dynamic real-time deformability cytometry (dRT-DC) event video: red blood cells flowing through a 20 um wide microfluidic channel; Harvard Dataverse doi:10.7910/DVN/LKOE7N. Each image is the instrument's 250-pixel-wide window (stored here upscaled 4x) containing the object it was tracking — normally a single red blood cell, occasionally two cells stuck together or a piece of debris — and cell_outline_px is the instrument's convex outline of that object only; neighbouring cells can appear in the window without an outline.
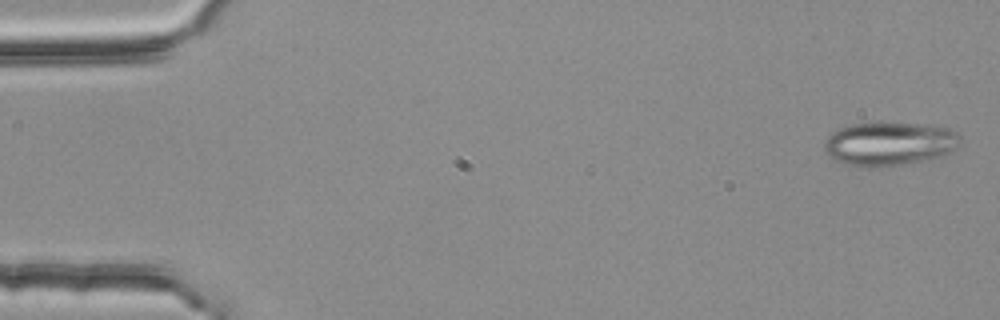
{"species": "common noctule bat (a hibernating species)", "species_latin": "Nyctalus noctula", "temperature_condition": "room temperature", "stored_images_in_passage": 3, "camera_frame_rate_fps": 3000, "um_per_image_px": 0.085, "animal": {"sex": "female", "body_mass_g": 25.1}, "frame": {"image": 1, "passage_image": 1, "time_ms": 0.0, "image_size_px": [1000, 320], "cell_outline_px": [[960, 144], [956, 148], [940, 156], [900, 164], [876, 168], [868, 168], [848, 164], [836, 160], [824, 148], [824, 144], [828, 136], [832, 132], [840, 128], [852, 124], [880, 120], [884, 120], [928, 124], [948, 128], [960, 132]], "centroid_in_image_um": [75.62, 12.16], "position_along_channel_um": 9.4, "area_um2": 35.14}}